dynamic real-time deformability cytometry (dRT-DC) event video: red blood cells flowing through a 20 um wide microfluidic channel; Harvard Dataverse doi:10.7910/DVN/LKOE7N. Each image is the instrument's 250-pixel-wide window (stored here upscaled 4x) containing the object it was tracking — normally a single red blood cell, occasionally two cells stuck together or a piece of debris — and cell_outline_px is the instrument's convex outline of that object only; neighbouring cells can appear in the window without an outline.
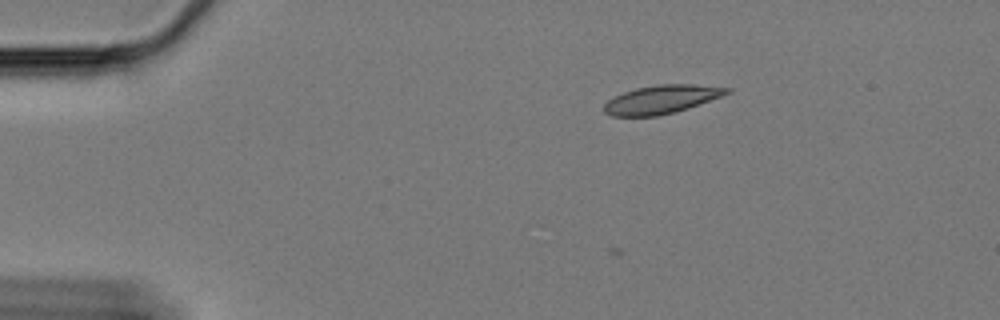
{"species": "Egyptian fruit bat (a non-hibernating species)", "species_latin": "Rousettus aegyptiacus", "temperature_condition": "cold", "stored_images_in_passage": 5, "camera_frame_rate_fps": 3000, "um_per_image_px": 0.085, "animal": {"sex": "female"}, "frame": {"image": 1, "passage_image": 5, "time_ms": 1.333, "image_size_px": [1000, 320], "cell_outline_px": [[732, 92], [688, 108], [656, 116], [612, 116], [604, 112], [604, 104], [608, 100], [624, 92], [636, 88], [656, 84], [692, 84], [732, 88]], "centroid_in_image_um": [56.23, 8.44], "position_along_channel_um": 28.8, "area_um2": 20.17}}